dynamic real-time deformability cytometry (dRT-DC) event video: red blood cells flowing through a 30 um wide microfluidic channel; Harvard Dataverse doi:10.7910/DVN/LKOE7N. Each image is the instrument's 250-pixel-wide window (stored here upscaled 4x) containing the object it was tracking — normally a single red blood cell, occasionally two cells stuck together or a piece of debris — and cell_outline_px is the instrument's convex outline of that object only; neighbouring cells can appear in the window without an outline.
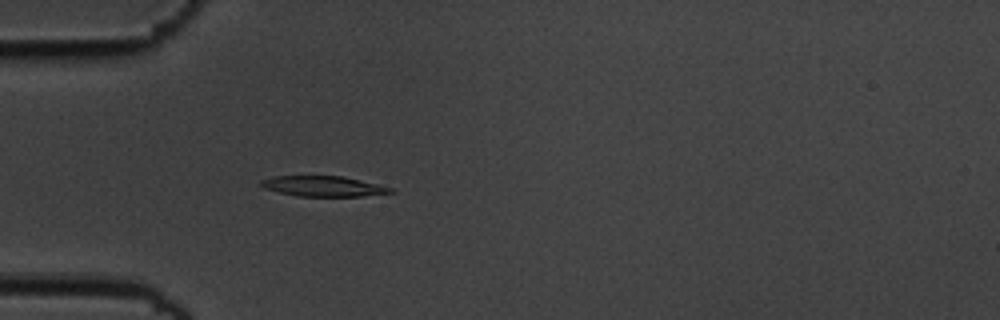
{"species": "common noctule bat (a hibernating species)", "species_latin": "Nyctalus noctula", "temperature_condition": "cold", "stored_images_in_passage": 5, "camera_frame_rate_fps": 3000, "um_per_image_px": 0.085, "animal": {"sex": "male", "body_mass_g": 19.5, "forearm_length_mm": 54.6}, "frame": {"image": 1, "passage_image": 5, "time_ms": 1.333, "image_size_px": [1000, 320], "cell_outline_px": [[396, 192], [360, 196], [296, 196], [264, 188], [260, 184], [260, 180], [272, 176], [344, 176], [392, 188]], "centroid_in_image_um": [27.46, 15.82], "position_along_channel_um": 57.5, "area_um2": 15.26}}